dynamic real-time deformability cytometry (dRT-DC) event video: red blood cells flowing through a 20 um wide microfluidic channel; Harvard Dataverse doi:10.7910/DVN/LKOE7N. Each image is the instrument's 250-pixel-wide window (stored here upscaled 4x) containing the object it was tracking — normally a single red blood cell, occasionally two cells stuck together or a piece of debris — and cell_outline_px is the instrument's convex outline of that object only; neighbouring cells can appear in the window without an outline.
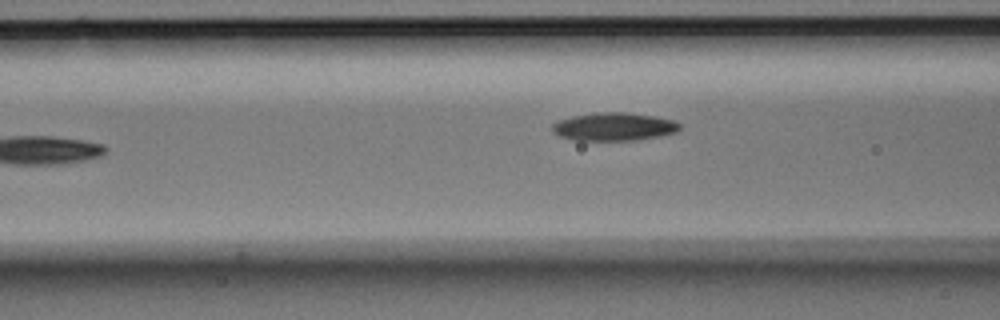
{"species": "Egyptian fruit bat (a non-hibernating species)", "species_latin": "Rousettus aegyptiacus", "temperature_condition": "room temperature", "stored_images_in_passage": 9, "camera_frame_rate_fps": 3000, "um_per_image_px": 0.085, "animal": {"sex": "male"}, "frame": {"image": 1, "passage_image": 6, "time_ms": 1.667, "image_size_px": [1000, 320], "cell_outline_px": [[680, 128], [676, 132], [660, 136], [636, 140], [572, 140], [560, 136], [552, 132], [552, 124], [556, 120], [572, 116], [596, 112], [624, 112], [656, 116], [672, 120], [680, 124]], "centroid_in_image_um": [52.15, 10.76], "position_along_channel_um": 114.5, "area_um2": 20.98}}
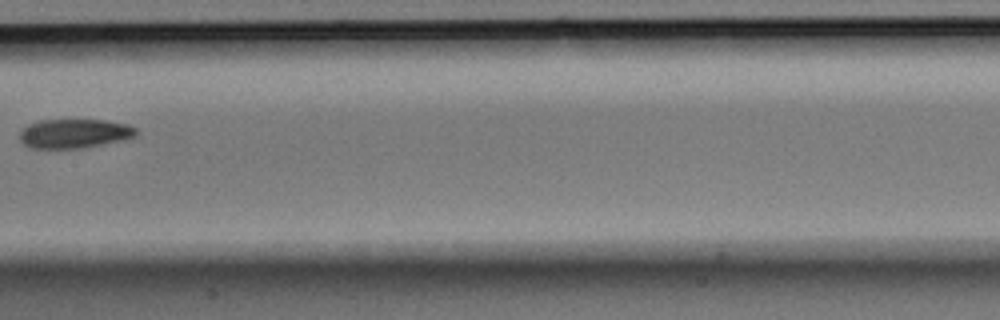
{"frame": {"image": 2, "passage_image": 8, "time_ms": 2.333, "image_size_px": [1000, 320], "cell_outline_px": [[136, 136], [120, 140], [80, 148], [32, 148], [24, 144], [20, 140], [20, 132], [28, 124], [40, 120], [104, 120], [128, 124], [136, 128]], "centroid_in_image_um": [6.3, 11.34], "position_along_channel_um": 201.1, "area_um2": 19.54}}
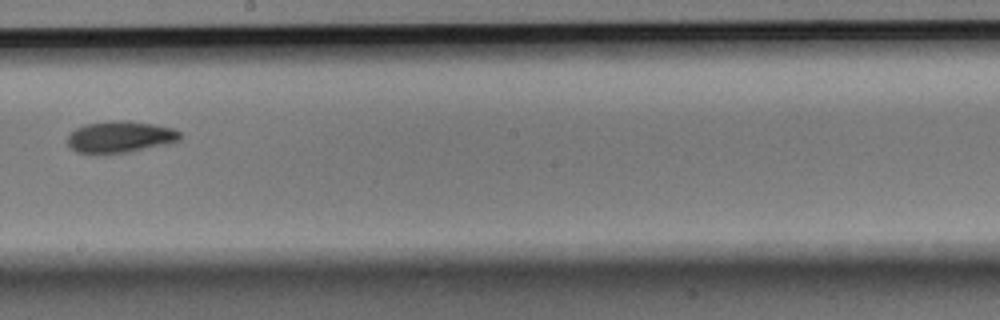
{"frame": {"image": 3, "passage_image": 9, "time_ms": 2.667, "image_size_px": [1000, 320], "cell_outline_px": [[180, 140], [168, 144], [132, 152], [76, 152], [68, 148], [68, 136], [76, 128], [84, 124], [112, 120], [128, 120], [156, 124], [172, 128], [180, 132]], "centroid_in_image_um": [10.24, 11.61], "position_along_channel_um": 238.0, "area_um2": 20.75}}